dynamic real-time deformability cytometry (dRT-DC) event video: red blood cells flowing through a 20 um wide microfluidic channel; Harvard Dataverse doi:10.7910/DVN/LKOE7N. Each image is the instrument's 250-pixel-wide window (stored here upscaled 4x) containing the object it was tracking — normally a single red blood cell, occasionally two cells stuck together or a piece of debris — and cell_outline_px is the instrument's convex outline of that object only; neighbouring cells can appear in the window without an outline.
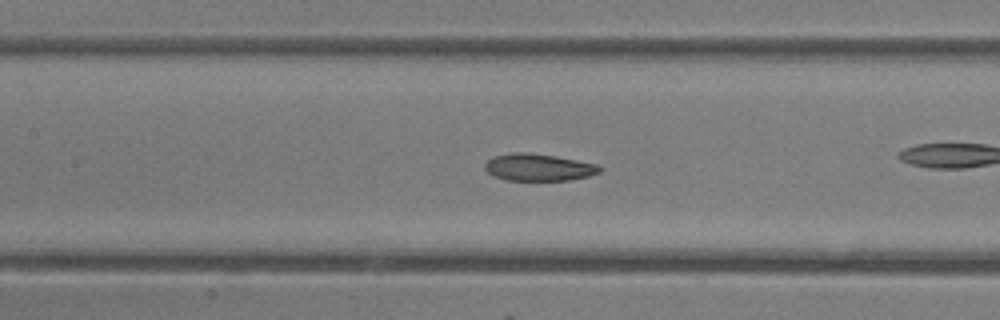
{"species": "common noctule bat (a hibernating species)", "species_latin": "Nyctalus noctula", "temperature_condition": "room temperature", "stored_images_in_passage": 40, "camera_frame_rate_fps": 3000, "um_per_image_px": 0.085, "animal": {"sex": "female"}, "frame": {"image": 1, "passage_image": 18, "time_ms": 5.667, "image_size_px": [1000, 320], "cell_outline_px": [[600, 172], [588, 176], [568, 180], [504, 180], [492, 176], [484, 168], [484, 164], [488, 160], [496, 156], [512, 152], [528, 152], [556, 156], [596, 164], [600, 168]], "centroid_in_image_um": [45.72, 14.22], "position_along_channel_um": 161.7, "area_um2": 18.03}}